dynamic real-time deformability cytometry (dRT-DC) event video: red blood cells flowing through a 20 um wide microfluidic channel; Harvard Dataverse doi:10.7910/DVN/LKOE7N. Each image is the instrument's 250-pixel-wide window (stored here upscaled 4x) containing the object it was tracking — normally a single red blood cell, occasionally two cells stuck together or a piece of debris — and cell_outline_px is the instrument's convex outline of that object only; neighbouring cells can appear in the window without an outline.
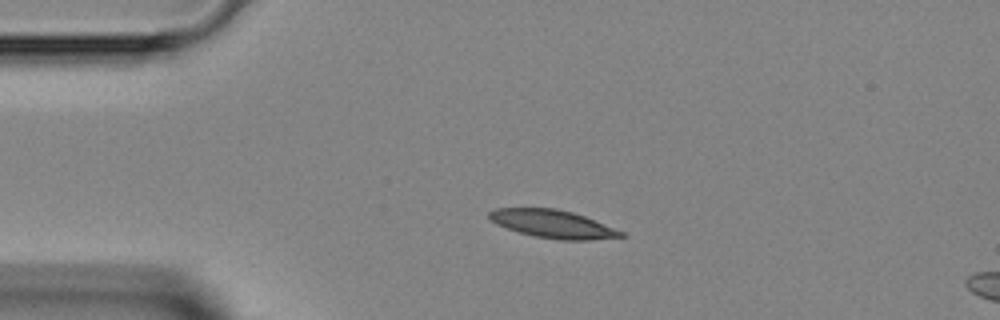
{"species": "Egyptian fruit bat (a non-hibernating species)", "species_latin": "Rousettus aegyptiacus", "temperature_condition": "room temperature", "stored_images_in_passage": 37, "camera_frame_rate_fps": 3000, "um_per_image_px": 0.085, "animal": {"sex": "female"}, "frame": {"image": 1, "passage_image": 1, "time_ms": 0.0, "image_size_px": [1000, 320], "cell_outline_px": [[628, 236], [588, 240], [560, 240], [532, 236], [496, 224], [488, 216], [488, 212], [496, 208], [556, 208], [572, 212], [584, 216], [624, 232]], "centroid_in_image_um": [46.99, 19.04], "position_along_channel_um": 38.0, "area_um2": 21.39}}
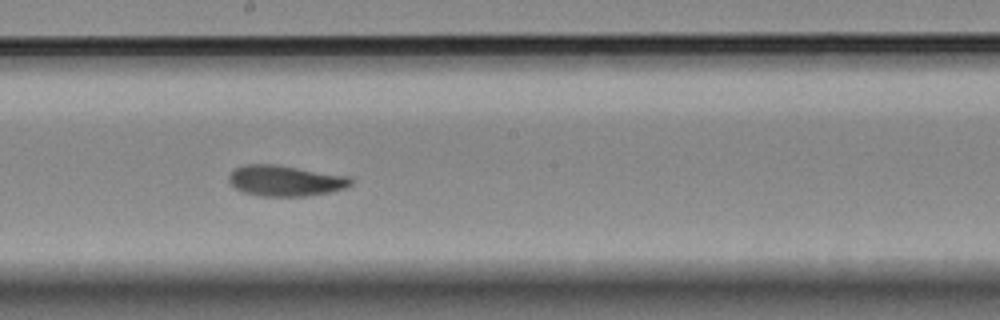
{"frame": {"image": 2, "passage_image": 16, "time_ms": 5.0, "image_size_px": [1000, 320], "cell_outline_px": [[352, 184], [344, 188], [328, 192], [304, 196], [260, 196], [244, 192], [236, 188], [228, 180], [228, 176], [236, 168], [244, 164], [276, 164], [352, 176]], "centroid_in_image_um": [24.27, 15.35], "position_along_channel_um": 223.9, "area_um2": 21.91}}
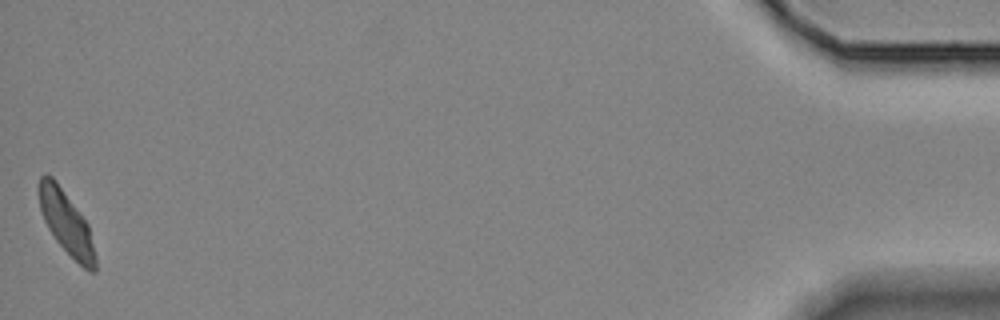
{"frame": {"image": 3, "passage_image": 37, "time_ms": 12.0, "image_size_px": [1000, 320], "cell_outline_px": [[96, 272], [88, 272], [56, 240], [48, 228], [44, 220], [40, 208], [40, 176], [52, 176], [56, 180], [88, 224], [96, 256]], "centroid_in_image_um": [5.67, 18.98], "position_along_channel_um": 429.5, "area_um2": 20.11}}